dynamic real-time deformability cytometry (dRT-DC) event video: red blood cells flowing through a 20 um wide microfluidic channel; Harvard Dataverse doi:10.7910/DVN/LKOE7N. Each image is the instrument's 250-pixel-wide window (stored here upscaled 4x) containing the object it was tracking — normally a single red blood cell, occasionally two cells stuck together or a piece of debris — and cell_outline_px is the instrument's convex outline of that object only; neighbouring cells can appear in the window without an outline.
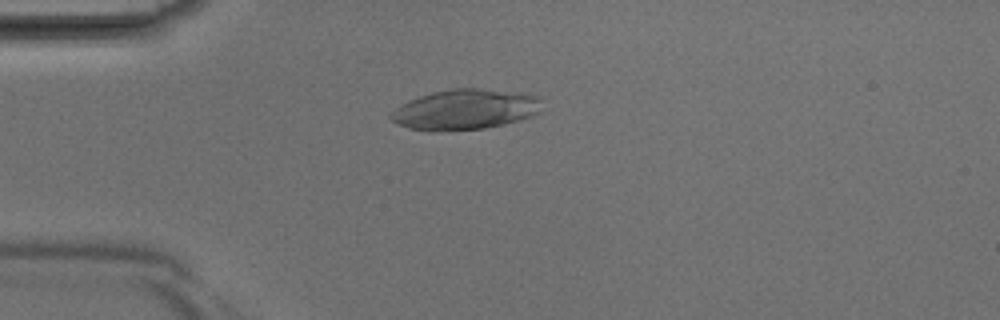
{"species": "Egyptian fruit bat (a non-hibernating species)", "species_latin": "Rousettus aegyptiacus", "temperature_condition": "room temperature", "stored_images_in_passage": 33, "camera_frame_rate_fps": 3000, "um_per_image_px": 0.085, "animal": {"sex": "male"}, "frame": {"image": 1, "passage_image": 10, "time_ms": 3.0, "image_size_px": [1000, 320], "cell_outline_px": [[540, 112], [532, 116], [504, 124], [484, 128], [436, 132], [432, 132], [412, 128], [396, 124], [388, 116], [396, 108], [408, 100], [432, 92], [452, 88], [480, 88], [540, 96]], "centroid_in_image_um": [39.5, 9.31], "position_along_channel_um": 45.5, "area_um2": 35.43}}
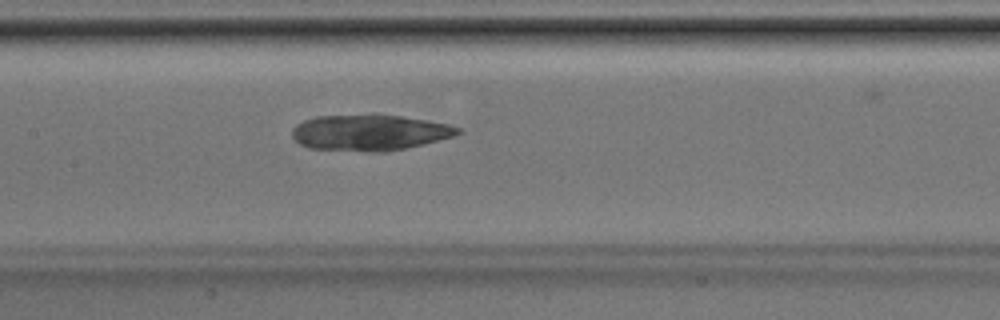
{"frame": {"image": 2, "passage_image": 19, "time_ms": 6.0, "image_size_px": [1000, 320], "cell_outline_px": [[464, 132], [452, 136], [404, 148], [384, 152], [372, 152], [308, 148], [300, 144], [292, 136], [292, 128], [296, 124], [304, 120], [316, 116], [372, 112], [428, 120], [448, 124], [460, 128]], "centroid_in_image_um": [31.37, 11.23], "position_along_channel_um": 176.0, "area_um2": 35.32}}
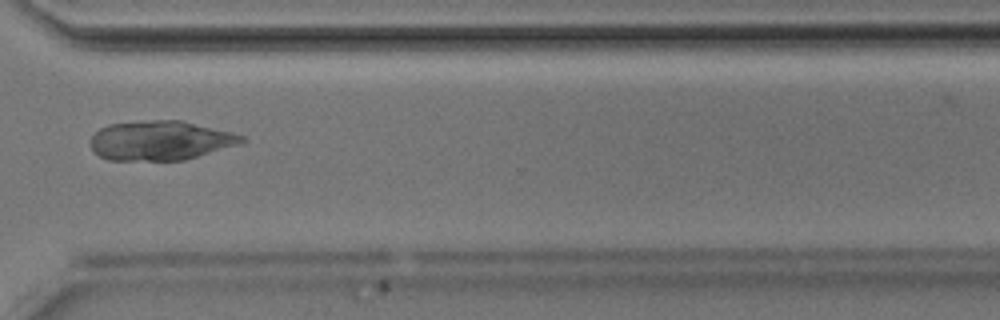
{"frame": {"image": 3, "passage_image": 30, "time_ms": 9.667, "image_size_px": [1000, 320], "cell_outline_px": [[248, 140], [240, 144], [184, 160], [108, 160], [92, 152], [88, 140], [100, 128], [108, 124], [152, 120], [180, 120], [232, 132], [244, 136]], "centroid_in_image_um": [13.61, 11.95], "position_along_channel_um": 357.0, "area_um2": 34.91}}